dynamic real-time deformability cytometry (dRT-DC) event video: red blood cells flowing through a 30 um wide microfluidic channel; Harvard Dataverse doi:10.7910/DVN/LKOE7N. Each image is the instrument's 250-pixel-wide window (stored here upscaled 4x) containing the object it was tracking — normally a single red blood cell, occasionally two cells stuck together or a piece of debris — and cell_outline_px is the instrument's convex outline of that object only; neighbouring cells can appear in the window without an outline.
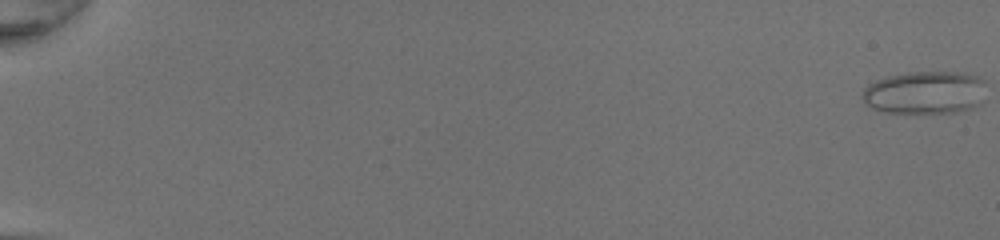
{"species": "common noctule bat (a hibernating species)", "species_latin": "Nyctalus noctula", "temperature_condition": "room temperature", "stored_images_in_passage": 52, "camera_frame_rate_fps": 3000, "um_per_image_px": 0.085, "animal": {"sex": "female", "body_mass_g": 20.0, "forearm_length_mm": 54.0}, "frame": {"image": 1, "passage_image": 1, "time_ms": 0.0, "image_size_px": [1000, 240], "cell_outline_px": [[984, 100], [980, 104], [972, 108], [956, 112], [884, 112], [872, 108], [864, 104], [860, 96], [864, 88], [868, 84], [884, 76], [908, 72], [960, 72], [980, 76], [984, 80]], "centroid_in_image_um": [78.61, 7.85], "position_along_channel_um": 6.4, "area_um2": 31.39}}
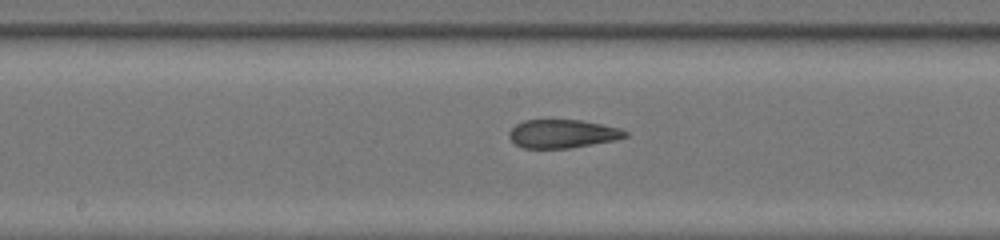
{"frame": {"image": 2, "passage_image": 30, "time_ms": 9.667, "image_size_px": [1000, 240], "cell_outline_px": [[628, 136], [616, 140], [568, 148], [524, 148], [516, 144], [508, 136], [508, 132], [516, 124], [524, 120], [580, 120], [620, 128], [628, 132]], "centroid_in_image_um": [47.81, 11.37], "position_along_channel_um": 200.4, "area_um2": 19.13}}
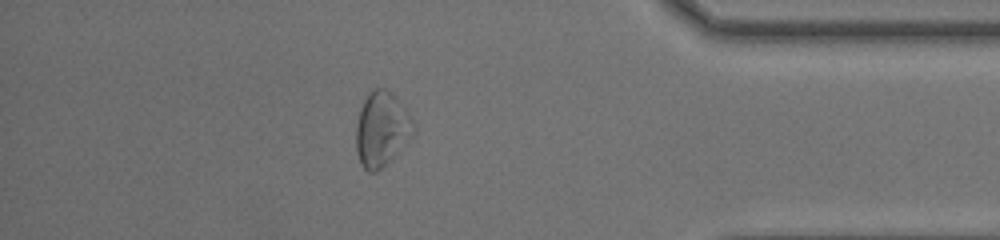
{"frame": {"image": 3, "passage_image": 46, "time_ms": 15.0, "image_size_px": [1000, 240], "cell_outline_px": [[416, 132], [376, 172], [368, 172], [360, 164], [356, 152], [356, 124], [360, 108], [368, 92], [376, 88], [384, 88], [392, 92], [416, 124]], "centroid_in_image_um": [32.42, 10.95], "position_along_channel_um": 402.8, "area_um2": 24.8}, "authors_computed_cell_mechanics": {"area_um2": 23.4957, "velocity_mm_per_s": 4.2675, "shape_relaxation_time_tau1_ms": null, "shape_relaxation_time_tau2_ms": 1.6821, "deformation_change_tau1": null, "deformation_change_tau2": 0.1011}}